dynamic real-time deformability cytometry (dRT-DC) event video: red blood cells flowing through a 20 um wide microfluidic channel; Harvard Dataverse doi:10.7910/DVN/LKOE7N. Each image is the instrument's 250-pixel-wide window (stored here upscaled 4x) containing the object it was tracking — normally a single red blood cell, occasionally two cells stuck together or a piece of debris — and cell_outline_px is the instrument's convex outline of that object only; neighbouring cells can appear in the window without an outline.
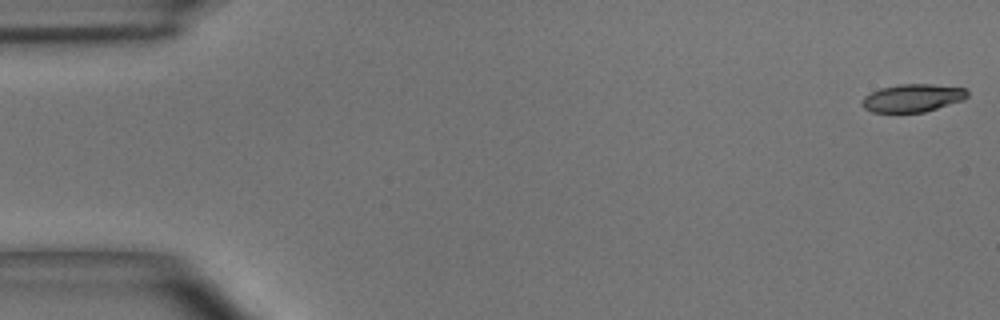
{"species": "common noctule bat (a hibernating species)", "species_latin": "Nyctalus noctula", "temperature_condition": "room temperature", "stored_images_in_passage": 49, "camera_frame_rate_fps": 3000, "um_per_image_px": 0.085, "animal": {"sex": "male", "body_mass_g": 15.6}, "frame": {"image": 1, "passage_image": 1, "time_ms": 0.0, "image_size_px": [1000, 320], "cell_outline_px": [[968, 96], [964, 100], [924, 112], [872, 112], [864, 108], [860, 104], [860, 100], [864, 96], [880, 88], [900, 84], [932, 84], [964, 88], [968, 92]], "centroid_in_image_um": [77.55, 8.33], "position_along_channel_um": 7.5, "area_um2": 17.17}}
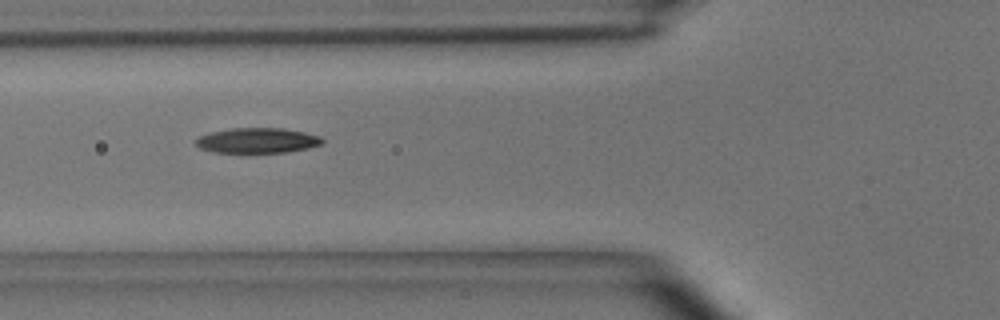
{"frame": {"image": 2, "passage_image": 18, "time_ms": 5.667, "image_size_px": [1000, 320], "cell_outline_px": [[324, 144], [308, 148], [288, 152], [212, 152], [200, 148], [196, 144], [196, 140], [200, 136], [212, 132], [232, 128], [284, 128], [304, 132], [320, 136], [324, 140]], "centroid_in_image_um": [21.93, 11.94], "position_along_channel_um": 103.9, "area_um2": 18.5}}
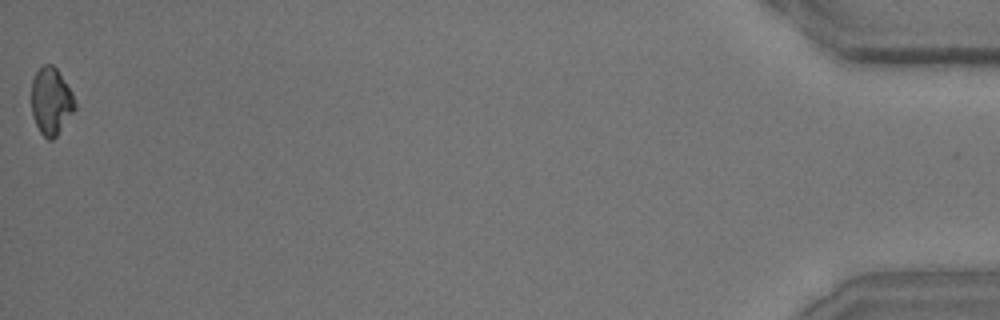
{"frame": {"image": 3, "passage_image": 49, "time_ms": 16.0, "image_size_px": [1000, 320], "cell_outline_px": [[76, 108], [56, 136], [52, 140], [48, 140], [40, 132], [32, 116], [32, 80], [36, 72], [44, 64], [52, 64], [56, 68], [72, 92], [76, 104]], "centroid_in_image_um": [4.34, 8.6], "position_along_channel_um": 430.9, "area_um2": 16.88}, "authors_computed_cell_mechanics": {"area_um2": 18.1492, "velocity_mm_per_s": 4.0784, "shape_relaxation_time_tau1_ms": 7.2012, "shape_relaxation_time_tau2_ms": null, "deformation_change_tau1": 0.1794, "deformation_change_tau2": null}}